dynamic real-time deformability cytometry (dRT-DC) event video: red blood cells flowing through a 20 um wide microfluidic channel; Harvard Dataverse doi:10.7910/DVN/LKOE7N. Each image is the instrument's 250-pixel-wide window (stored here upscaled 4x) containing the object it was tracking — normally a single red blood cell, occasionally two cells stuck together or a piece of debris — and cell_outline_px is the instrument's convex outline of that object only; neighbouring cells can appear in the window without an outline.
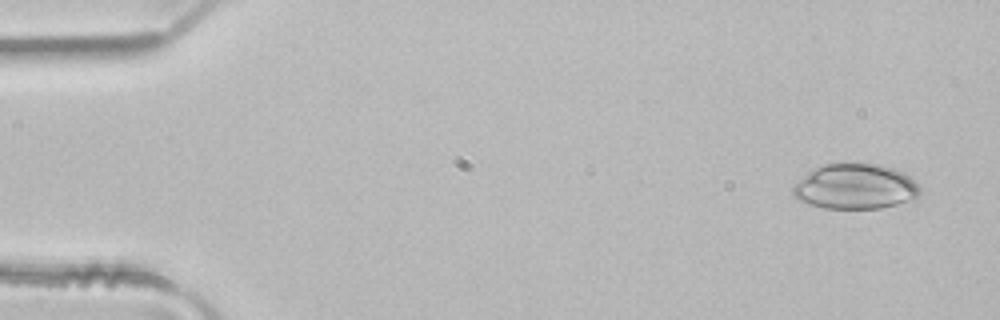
{"species": "common noctule bat (a hibernating species)", "species_latin": "Nyctalus noctula", "temperature_condition": "room temperature", "stored_images_in_passage": 48, "camera_frame_rate_fps": 3000, "um_per_image_px": 0.085, "animal": {"sex": "male", "body_mass_g": 21.5, "forearm_length_mm": 52.0}, "frame": {"image": 1, "passage_image": 2, "time_ms": 0.333, "image_size_px": [1000, 320], "cell_outline_px": [[920, 196], [916, 200], [880, 208], [824, 208], [808, 204], [792, 196], [792, 188], [812, 168], [824, 164], [844, 160], [880, 164], [904, 172], [920, 184]], "centroid_in_image_um": [72.74, 15.82], "position_along_channel_um": 12.3, "area_um2": 34.51}}
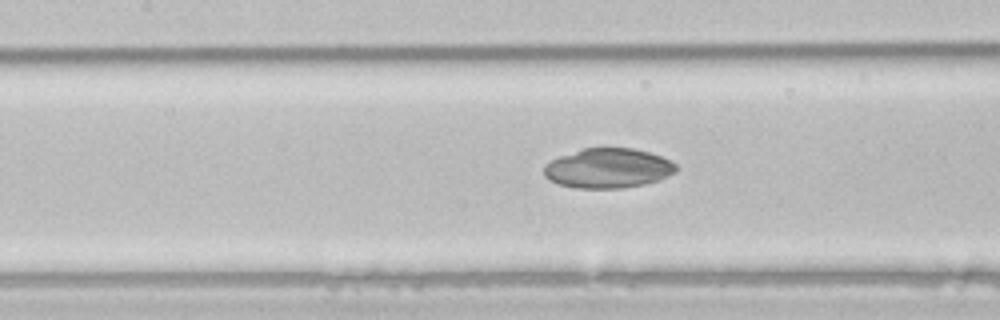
{"frame": {"image": 2, "passage_image": 21, "time_ms": 6.667, "image_size_px": [1000, 320], "cell_outline_px": [[680, 168], [676, 172], [660, 180], [644, 184], [624, 188], [576, 188], [556, 184], [548, 180], [544, 176], [544, 168], [552, 160], [560, 156], [584, 148], [632, 148], [648, 152], [660, 156], [676, 164]], "centroid_in_image_um": [51.7, 14.31], "position_along_channel_um": 155.7, "area_um2": 30.63}}
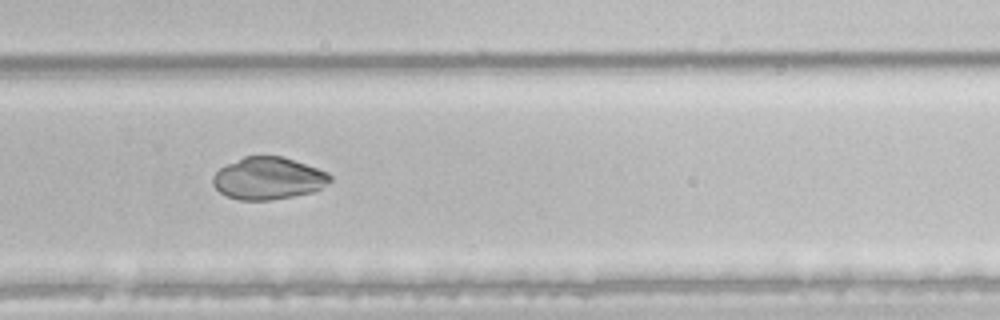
{"frame": {"image": 3, "passage_image": 32, "time_ms": 10.333, "image_size_px": [1000, 320], "cell_outline_px": [[332, 180], [320, 188], [312, 192], [292, 196], [268, 200], [240, 200], [228, 196], [220, 192], [212, 184], [212, 176], [220, 168], [244, 156], [280, 156], [328, 172], [332, 176]], "centroid_in_image_um": [22.78, 15.16], "position_along_channel_um": 307.0, "area_um2": 28.5}}